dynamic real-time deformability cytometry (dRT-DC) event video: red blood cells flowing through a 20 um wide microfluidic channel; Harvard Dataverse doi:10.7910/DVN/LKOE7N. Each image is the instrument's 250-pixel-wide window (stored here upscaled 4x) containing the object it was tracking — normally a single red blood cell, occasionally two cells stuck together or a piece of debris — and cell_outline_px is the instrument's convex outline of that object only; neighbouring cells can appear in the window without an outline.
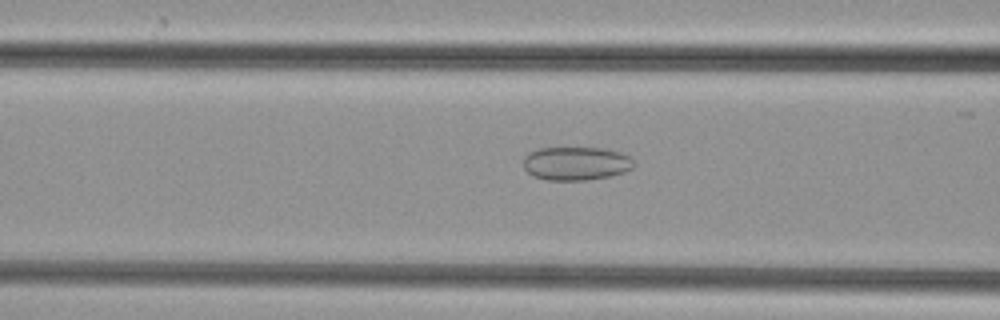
{"species": "common noctule bat (a hibernating species)", "species_latin": "Nyctalus noctula", "temperature_condition": "cold", "stored_images_in_passage": 48, "camera_frame_rate_fps": 3000, "um_per_image_px": 0.085, "animal": {"sex": "female", "body_mass_g": 29.2, "forearm_length_mm": 56.3}, "frame": {"image": 1, "passage_image": 18, "time_ms": 5.667, "image_size_px": [1000, 320], "cell_outline_px": [[632, 168], [624, 172], [608, 176], [588, 180], [544, 180], [532, 176], [524, 168], [524, 156], [528, 152], [540, 148], [600, 148], [620, 152], [632, 156]], "centroid_in_image_um": [48.93, 13.89], "position_along_channel_um": 117.7, "area_um2": 21.62}}
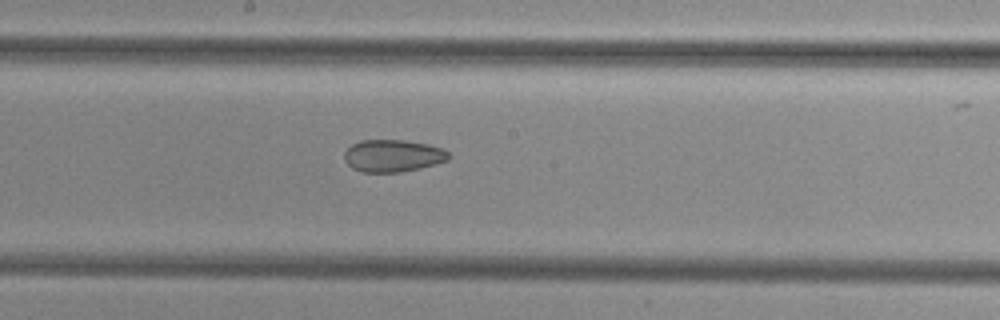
{"frame": {"image": 2, "passage_image": 25, "time_ms": 8.0, "image_size_px": [1000, 320], "cell_outline_px": [[452, 156], [448, 160], [436, 164], [420, 168], [400, 172], [360, 172], [352, 168], [344, 160], [344, 152], [352, 144], [360, 140], [404, 140], [428, 144], [440, 148], [448, 152]], "centroid_in_image_um": [33.39, 13.24], "position_along_channel_um": 214.8, "area_um2": 19.71}}
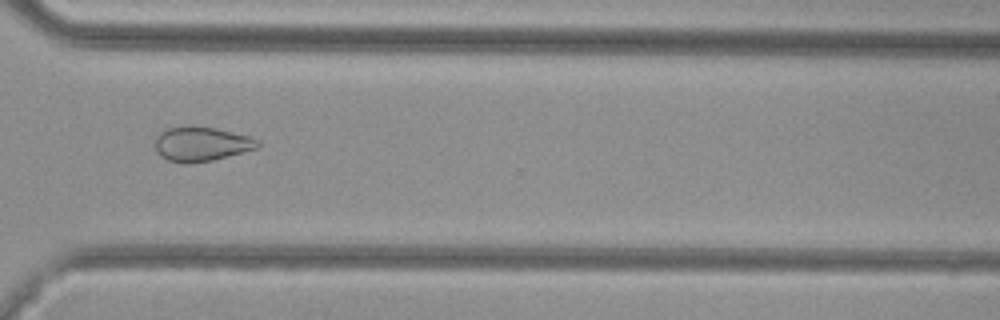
{"frame": {"image": 3, "passage_image": 35, "time_ms": 11.333, "image_size_px": [1000, 320], "cell_outline_px": [[260, 144], [256, 148], [212, 160], [192, 164], [184, 164], [168, 160], [160, 156], [156, 152], [156, 136], [160, 132], [168, 128], [188, 124], [216, 128], [248, 136], [260, 140]], "centroid_in_image_um": [17.07, 12.23], "position_along_channel_um": 353.5, "area_um2": 20.81}}